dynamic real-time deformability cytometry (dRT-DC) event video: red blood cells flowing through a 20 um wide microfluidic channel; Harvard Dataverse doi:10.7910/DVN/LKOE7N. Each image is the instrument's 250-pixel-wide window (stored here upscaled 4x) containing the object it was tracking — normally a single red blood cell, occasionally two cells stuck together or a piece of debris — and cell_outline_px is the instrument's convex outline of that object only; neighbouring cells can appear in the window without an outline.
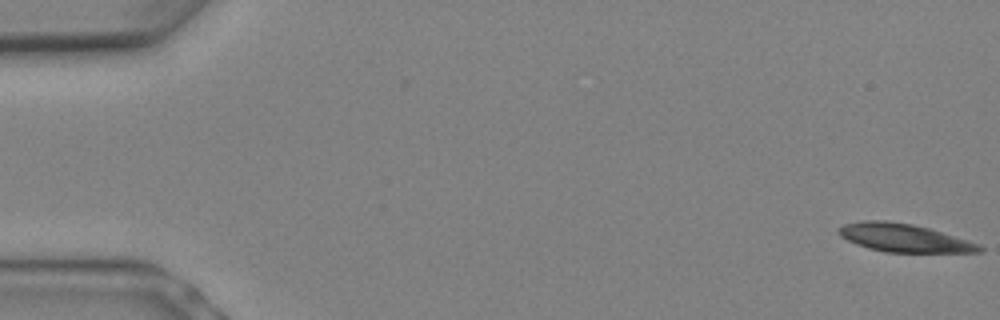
{"species": "Egyptian fruit bat (a non-hibernating species)", "species_latin": "Rousettus aegyptiacus", "temperature_condition": "warm", "stored_images_in_passage": 8, "camera_frame_rate_fps": 3000, "um_per_image_px": 0.085, "animal": {"sex": "female"}, "frame": {"image": 1, "passage_image": 1, "time_ms": 0.0, "image_size_px": [1000, 320], "cell_outline_px": [[984, 252], [884, 252], [868, 248], [856, 244], [840, 236], [836, 232], [836, 228], [844, 224], [864, 220], [888, 220], [912, 224], [928, 228], [968, 240], [980, 244], [984, 248]], "centroid_in_image_um": [76.81, 20.21], "position_along_channel_um": 8.2, "area_um2": 23.18}}
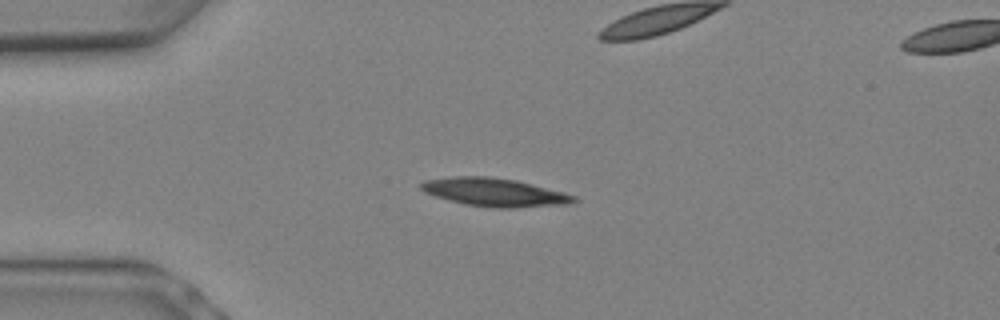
{"frame": {"image": 2, "passage_image": 6, "time_ms": 1.667, "image_size_px": [1000, 320], "cell_outline_px": [[580, 200], [568, 204], [516, 208], [492, 208], [464, 204], [448, 200], [424, 192], [420, 188], [420, 184], [424, 180], [452, 176], [488, 176], [516, 180], [564, 192], [576, 196]], "centroid_in_image_um": [42.05, 16.35], "position_along_channel_um": 43.0, "area_um2": 25.37}}